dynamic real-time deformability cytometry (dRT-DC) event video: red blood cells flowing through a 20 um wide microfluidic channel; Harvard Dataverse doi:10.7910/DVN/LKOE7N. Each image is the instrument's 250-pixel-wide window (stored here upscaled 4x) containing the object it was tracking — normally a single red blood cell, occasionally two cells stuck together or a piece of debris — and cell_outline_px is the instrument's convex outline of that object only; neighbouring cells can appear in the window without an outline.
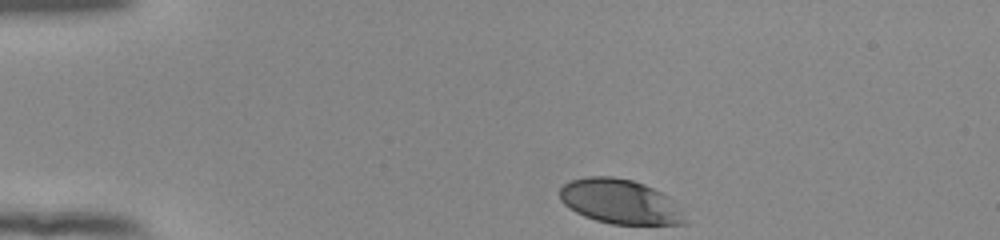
{"species": "human", "species_latin": "Homo sapiens", "temperature_condition": "room temperature", "stored_images_in_passage": 36, "camera_frame_rate_fps": 3000, "um_per_image_px": 0.085, "donor": {"sex": "female"}, "frame": {"image": 1, "passage_image": 1, "time_ms": 0.0, "image_size_px": [1000, 240], "cell_outline_px": [[688, 224], [612, 224], [596, 220], [584, 216], [568, 208], [560, 200], [560, 188], [564, 184], [572, 180], [588, 176], [612, 176], [632, 180], [644, 184], [668, 196], [688, 220]], "centroid_in_image_um": [52.68, 17.14], "position_along_channel_um": 32.3, "area_um2": 32.37}}
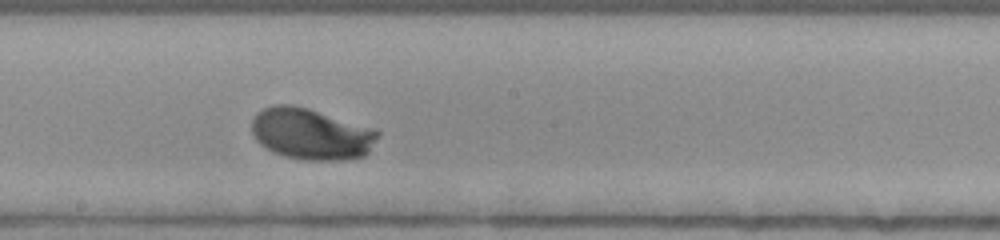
{"frame": {"image": 2, "passage_image": 21, "time_ms": 6.667, "image_size_px": [1000, 240], "cell_outline_px": [[380, 132], [368, 152], [364, 156], [344, 160], [304, 160], [284, 156], [272, 152], [260, 144], [256, 140], [252, 132], [252, 116], [256, 112], [272, 104], [288, 104], [308, 108], [376, 128]], "centroid_in_image_um": [26.43, 11.37], "position_along_channel_um": 221.8, "area_um2": 38.03}}
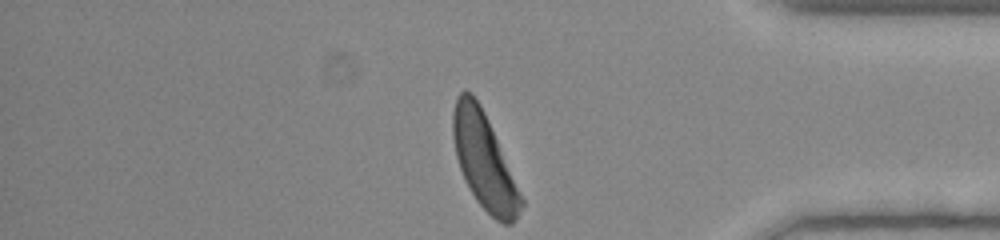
{"frame": {"image": 3, "passage_image": 36, "time_ms": 11.667, "image_size_px": [1000, 240], "cell_outline_px": [[524, 204], [516, 220], [512, 224], [504, 224], [496, 220], [476, 200], [464, 180], [456, 156], [452, 136], [452, 112], [456, 96], [464, 88], [472, 92], [480, 104], [484, 112], [524, 200]], "centroid_in_image_um": [41.12, 13.66], "position_along_channel_um": 394.1, "area_um2": 37.8}, "authors_computed_cell_mechanics": {"area_um2": 35.836, "velocity_mm_per_s": 3.8518, "shape_relaxation_time_tau1_ms": 2.9961, "shape_relaxation_time_tau2_ms": null, "deformation_change_tau1": 0.2021, "deformation_change_tau2": null}}